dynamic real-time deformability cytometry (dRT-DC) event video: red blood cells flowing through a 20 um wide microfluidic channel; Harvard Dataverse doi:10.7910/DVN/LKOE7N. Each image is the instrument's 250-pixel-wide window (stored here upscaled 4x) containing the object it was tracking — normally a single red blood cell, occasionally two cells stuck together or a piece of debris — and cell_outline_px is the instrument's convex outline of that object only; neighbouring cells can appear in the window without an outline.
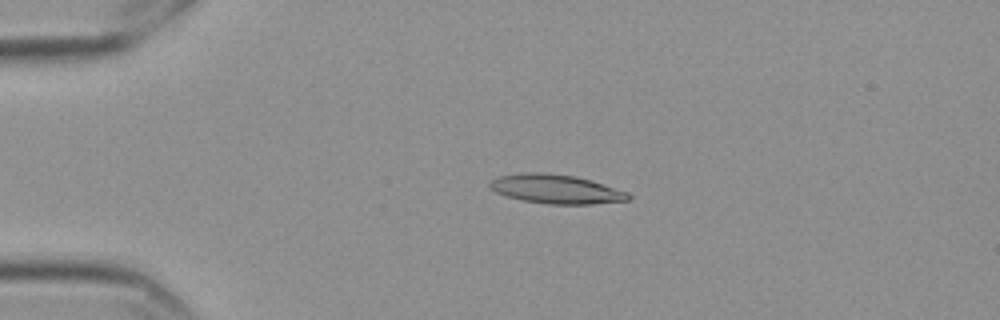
{"species": "Egyptian fruit bat (a non-hibernating species)", "species_latin": "Rousettus aegyptiacus", "temperature_condition": "cold", "stored_images_in_passage": 45, "camera_frame_rate_fps": 3000, "um_per_image_px": 0.085, "frame": {"image": 1, "passage_image": 1, "time_ms": 0.0, "image_size_px": [1000, 320], "cell_outline_px": [[632, 200], [592, 204], [548, 204], [524, 200], [508, 196], [496, 192], [488, 184], [488, 180], [500, 176], [524, 172], [544, 172], [576, 176], [592, 180], [628, 192], [632, 196]], "centroid_in_image_um": [47.3, 16.06], "position_along_channel_um": 37.7, "area_um2": 23.58}}
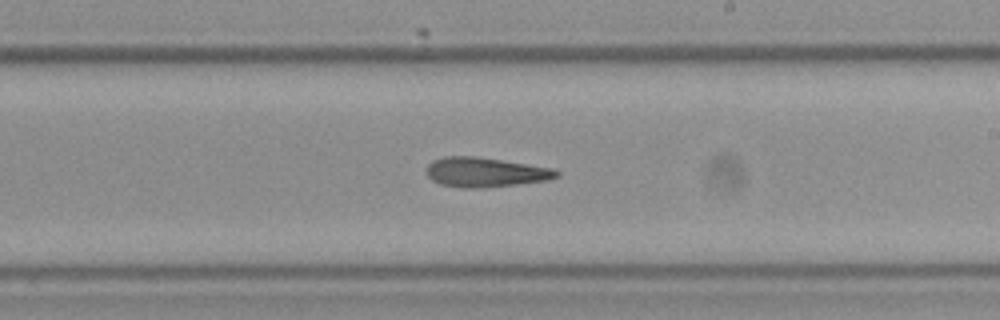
{"frame": {"image": 2, "passage_image": 22, "time_ms": 7.0, "image_size_px": [1000, 320], "cell_outline_px": [[560, 176], [548, 180], [516, 184], [476, 188], [464, 188], [440, 184], [432, 180], [428, 176], [424, 168], [432, 160], [444, 156], [472, 156], [500, 160], [552, 168], [560, 172]], "centroid_in_image_um": [41.2, 14.64], "position_along_channel_um": 247.8, "area_um2": 22.31}}
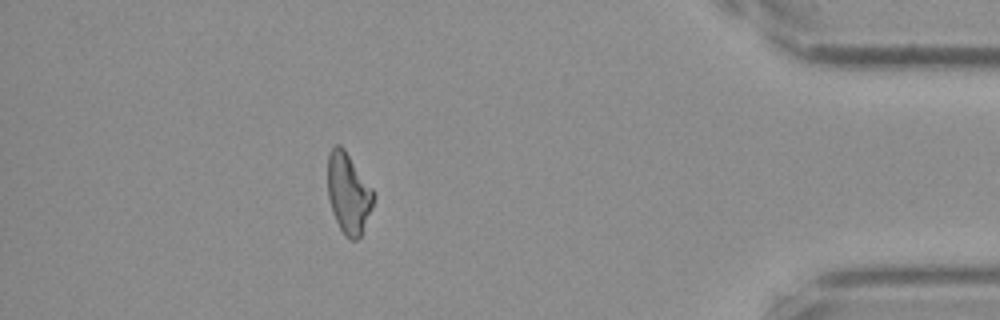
{"frame": {"image": 3, "passage_image": 39, "time_ms": 12.667, "image_size_px": [1000, 320], "cell_outline_px": [[376, 196], [372, 208], [360, 236], [356, 240], [348, 240], [344, 236], [332, 212], [328, 196], [328, 152], [336, 144], [340, 144], [344, 148], [372, 188]], "centroid_in_image_um": [29.62, 16.43], "position_along_channel_um": 405.6, "area_um2": 21.56}, "authors_computed_cell_mechanics": {"area_um2": 22.3108, "velocity_mm_per_s": 3.5476, "shape_relaxation_time_tau1_ms": null, "shape_relaxation_time_tau2_ms": 6.7299, "deformation_change_tau1": null, "deformation_change_tau2": 0.206}}